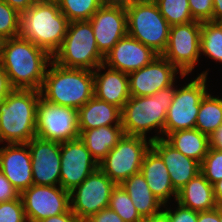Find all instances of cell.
Masks as SVG:
<instances>
[{"mask_svg":"<svg viewBox=\"0 0 222 222\" xmlns=\"http://www.w3.org/2000/svg\"><path fill=\"white\" fill-rule=\"evenodd\" d=\"M40 91L13 89L0 103V145L28 143L36 136Z\"/></svg>","mask_w":222,"mask_h":222,"instance_id":"cell-5","label":"cell"},{"mask_svg":"<svg viewBox=\"0 0 222 222\" xmlns=\"http://www.w3.org/2000/svg\"><path fill=\"white\" fill-rule=\"evenodd\" d=\"M141 222H170L169 215L162 209L159 213L143 218Z\"/></svg>","mask_w":222,"mask_h":222,"instance_id":"cell-45","label":"cell"},{"mask_svg":"<svg viewBox=\"0 0 222 222\" xmlns=\"http://www.w3.org/2000/svg\"><path fill=\"white\" fill-rule=\"evenodd\" d=\"M209 147L222 151V124L209 136Z\"/></svg>","mask_w":222,"mask_h":222,"instance_id":"cell-44","label":"cell"},{"mask_svg":"<svg viewBox=\"0 0 222 222\" xmlns=\"http://www.w3.org/2000/svg\"><path fill=\"white\" fill-rule=\"evenodd\" d=\"M0 222H27L21 197L0 203Z\"/></svg>","mask_w":222,"mask_h":222,"instance_id":"cell-35","label":"cell"},{"mask_svg":"<svg viewBox=\"0 0 222 222\" xmlns=\"http://www.w3.org/2000/svg\"><path fill=\"white\" fill-rule=\"evenodd\" d=\"M0 170L21 194L33 185L31 154L27 143L0 146Z\"/></svg>","mask_w":222,"mask_h":222,"instance_id":"cell-19","label":"cell"},{"mask_svg":"<svg viewBox=\"0 0 222 222\" xmlns=\"http://www.w3.org/2000/svg\"><path fill=\"white\" fill-rule=\"evenodd\" d=\"M40 222H80L76 215L69 209L66 213L42 219Z\"/></svg>","mask_w":222,"mask_h":222,"instance_id":"cell-42","label":"cell"},{"mask_svg":"<svg viewBox=\"0 0 222 222\" xmlns=\"http://www.w3.org/2000/svg\"><path fill=\"white\" fill-rule=\"evenodd\" d=\"M213 191L217 206H222V180L213 184Z\"/></svg>","mask_w":222,"mask_h":222,"instance_id":"cell-47","label":"cell"},{"mask_svg":"<svg viewBox=\"0 0 222 222\" xmlns=\"http://www.w3.org/2000/svg\"><path fill=\"white\" fill-rule=\"evenodd\" d=\"M139 1H143V0H103V2L106 4L123 5V6H127L129 4L139 2Z\"/></svg>","mask_w":222,"mask_h":222,"instance_id":"cell-48","label":"cell"},{"mask_svg":"<svg viewBox=\"0 0 222 222\" xmlns=\"http://www.w3.org/2000/svg\"><path fill=\"white\" fill-rule=\"evenodd\" d=\"M175 83L152 96H130L121 110V124L126 135L141 136L151 141L164 138L166 114L173 100ZM152 130L155 135L147 137Z\"/></svg>","mask_w":222,"mask_h":222,"instance_id":"cell-2","label":"cell"},{"mask_svg":"<svg viewBox=\"0 0 222 222\" xmlns=\"http://www.w3.org/2000/svg\"><path fill=\"white\" fill-rule=\"evenodd\" d=\"M99 52L105 55L127 35L125 6L104 3L89 19Z\"/></svg>","mask_w":222,"mask_h":222,"instance_id":"cell-16","label":"cell"},{"mask_svg":"<svg viewBox=\"0 0 222 222\" xmlns=\"http://www.w3.org/2000/svg\"><path fill=\"white\" fill-rule=\"evenodd\" d=\"M216 23L220 26L221 30H222V19L219 21H216Z\"/></svg>","mask_w":222,"mask_h":222,"instance_id":"cell-49","label":"cell"},{"mask_svg":"<svg viewBox=\"0 0 222 222\" xmlns=\"http://www.w3.org/2000/svg\"><path fill=\"white\" fill-rule=\"evenodd\" d=\"M116 184L99 168L70 192V210L80 222L108 208Z\"/></svg>","mask_w":222,"mask_h":222,"instance_id":"cell-12","label":"cell"},{"mask_svg":"<svg viewBox=\"0 0 222 222\" xmlns=\"http://www.w3.org/2000/svg\"><path fill=\"white\" fill-rule=\"evenodd\" d=\"M164 139L179 152L200 164L209 149V137L195 128L169 133Z\"/></svg>","mask_w":222,"mask_h":222,"instance_id":"cell-27","label":"cell"},{"mask_svg":"<svg viewBox=\"0 0 222 222\" xmlns=\"http://www.w3.org/2000/svg\"><path fill=\"white\" fill-rule=\"evenodd\" d=\"M170 26L195 21L188 0H153Z\"/></svg>","mask_w":222,"mask_h":222,"instance_id":"cell-31","label":"cell"},{"mask_svg":"<svg viewBox=\"0 0 222 222\" xmlns=\"http://www.w3.org/2000/svg\"><path fill=\"white\" fill-rule=\"evenodd\" d=\"M220 222H222V206H220Z\"/></svg>","mask_w":222,"mask_h":222,"instance_id":"cell-50","label":"cell"},{"mask_svg":"<svg viewBox=\"0 0 222 222\" xmlns=\"http://www.w3.org/2000/svg\"><path fill=\"white\" fill-rule=\"evenodd\" d=\"M222 63V30L216 22H202L200 35V55Z\"/></svg>","mask_w":222,"mask_h":222,"instance_id":"cell-29","label":"cell"},{"mask_svg":"<svg viewBox=\"0 0 222 222\" xmlns=\"http://www.w3.org/2000/svg\"><path fill=\"white\" fill-rule=\"evenodd\" d=\"M121 186L128 193L142 218L157 214L163 209L164 204L151 192L141 172L127 178Z\"/></svg>","mask_w":222,"mask_h":222,"instance_id":"cell-25","label":"cell"},{"mask_svg":"<svg viewBox=\"0 0 222 222\" xmlns=\"http://www.w3.org/2000/svg\"><path fill=\"white\" fill-rule=\"evenodd\" d=\"M197 222H220V206L208 211H199Z\"/></svg>","mask_w":222,"mask_h":222,"instance_id":"cell-41","label":"cell"},{"mask_svg":"<svg viewBox=\"0 0 222 222\" xmlns=\"http://www.w3.org/2000/svg\"><path fill=\"white\" fill-rule=\"evenodd\" d=\"M127 34L161 55L167 46L170 25L153 0L125 6Z\"/></svg>","mask_w":222,"mask_h":222,"instance_id":"cell-7","label":"cell"},{"mask_svg":"<svg viewBox=\"0 0 222 222\" xmlns=\"http://www.w3.org/2000/svg\"><path fill=\"white\" fill-rule=\"evenodd\" d=\"M20 197L27 222H40L42 219L66 213L70 209V192L61 186L33 184L24 190Z\"/></svg>","mask_w":222,"mask_h":222,"instance_id":"cell-13","label":"cell"},{"mask_svg":"<svg viewBox=\"0 0 222 222\" xmlns=\"http://www.w3.org/2000/svg\"><path fill=\"white\" fill-rule=\"evenodd\" d=\"M222 124V97L208 92L201 100L195 129L208 137Z\"/></svg>","mask_w":222,"mask_h":222,"instance_id":"cell-28","label":"cell"},{"mask_svg":"<svg viewBox=\"0 0 222 222\" xmlns=\"http://www.w3.org/2000/svg\"><path fill=\"white\" fill-rule=\"evenodd\" d=\"M60 154V186L66 191L71 192L99 168L80 138L60 143Z\"/></svg>","mask_w":222,"mask_h":222,"instance_id":"cell-14","label":"cell"},{"mask_svg":"<svg viewBox=\"0 0 222 222\" xmlns=\"http://www.w3.org/2000/svg\"><path fill=\"white\" fill-rule=\"evenodd\" d=\"M176 202L198 212L217 207L213 185L201 172L178 191Z\"/></svg>","mask_w":222,"mask_h":222,"instance_id":"cell-24","label":"cell"},{"mask_svg":"<svg viewBox=\"0 0 222 222\" xmlns=\"http://www.w3.org/2000/svg\"><path fill=\"white\" fill-rule=\"evenodd\" d=\"M192 17L196 21H212L213 0H188Z\"/></svg>","mask_w":222,"mask_h":222,"instance_id":"cell-36","label":"cell"},{"mask_svg":"<svg viewBox=\"0 0 222 222\" xmlns=\"http://www.w3.org/2000/svg\"><path fill=\"white\" fill-rule=\"evenodd\" d=\"M19 13L27 11L37 0H3Z\"/></svg>","mask_w":222,"mask_h":222,"instance_id":"cell-43","label":"cell"},{"mask_svg":"<svg viewBox=\"0 0 222 222\" xmlns=\"http://www.w3.org/2000/svg\"><path fill=\"white\" fill-rule=\"evenodd\" d=\"M169 204L163 206V210L169 215L170 222H197L198 211H194L181 205L177 202L173 210L169 207Z\"/></svg>","mask_w":222,"mask_h":222,"instance_id":"cell-37","label":"cell"},{"mask_svg":"<svg viewBox=\"0 0 222 222\" xmlns=\"http://www.w3.org/2000/svg\"><path fill=\"white\" fill-rule=\"evenodd\" d=\"M52 60L63 67L92 71L103 64L104 56L98 50L89 20L69 22L63 43Z\"/></svg>","mask_w":222,"mask_h":222,"instance_id":"cell-6","label":"cell"},{"mask_svg":"<svg viewBox=\"0 0 222 222\" xmlns=\"http://www.w3.org/2000/svg\"><path fill=\"white\" fill-rule=\"evenodd\" d=\"M93 74L94 96L122 110L130 99L128 74L108 68L104 64L99 65Z\"/></svg>","mask_w":222,"mask_h":222,"instance_id":"cell-21","label":"cell"},{"mask_svg":"<svg viewBox=\"0 0 222 222\" xmlns=\"http://www.w3.org/2000/svg\"><path fill=\"white\" fill-rule=\"evenodd\" d=\"M177 74H180L182 79L188 76L182 74L167 59L159 55L147 66L128 74L130 96H152L177 81Z\"/></svg>","mask_w":222,"mask_h":222,"instance_id":"cell-15","label":"cell"},{"mask_svg":"<svg viewBox=\"0 0 222 222\" xmlns=\"http://www.w3.org/2000/svg\"><path fill=\"white\" fill-rule=\"evenodd\" d=\"M47 68L39 90L43 99L78 110L94 96L92 70L63 67L53 60Z\"/></svg>","mask_w":222,"mask_h":222,"instance_id":"cell-4","label":"cell"},{"mask_svg":"<svg viewBox=\"0 0 222 222\" xmlns=\"http://www.w3.org/2000/svg\"><path fill=\"white\" fill-rule=\"evenodd\" d=\"M33 184L60 186V143L35 136L28 143Z\"/></svg>","mask_w":222,"mask_h":222,"instance_id":"cell-17","label":"cell"},{"mask_svg":"<svg viewBox=\"0 0 222 222\" xmlns=\"http://www.w3.org/2000/svg\"><path fill=\"white\" fill-rule=\"evenodd\" d=\"M19 196V192L0 170V203L12 201Z\"/></svg>","mask_w":222,"mask_h":222,"instance_id":"cell-38","label":"cell"},{"mask_svg":"<svg viewBox=\"0 0 222 222\" xmlns=\"http://www.w3.org/2000/svg\"><path fill=\"white\" fill-rule=\"evenodd\" d=\"M151 148L165 163L172 186L177 192L200 173V163L198 161L179 152L164 138L153 140Z\"/></svg>","mask_w":222,"mask_h":222,"instance_id":"cell-20","label":"cell"},{"mask_svg":"<svg viewBox=\"0 0 222 222\" xmlns=\"http://www.w3.org/2000/svg\"><path fill=\"white\" fill-rule=\"evenodd\" d=\"M80 133L101 126L122 125L121 109L93 96L78 109Z\"/></svg>","mask_w":222,"mask_h":222,"instance_id":"cell-23","label":"cell"},{"mask_svg":"<svg viewBox=\"0 0 222 222\" xmlns=\"http://www.w3.org/2000/svg\"><path fill=\"white\" fill-rule=\"evenodd\" d=\"M222 19V0H213V16L212 22Z\"/></svg>","mask_w":222,"mask_h":222,"instance_id":"cell-46","label":"cell"},{"mask_svg":"<svg viewBox=\"0 0 222 222\" xmlns=\"http://www.w3.org/2000/svg\"><path fill=\"white\" fill-rule=\"evenodd\" d=\"M151 144L149 138L124 134L99 163V169L116 185H121L133 174L141 172L143 159Z\"/></svg>","mask_w":222,"mask_h":222,"instance_id":"cell-9","label":"cell"},{"mask_svg":"<svg viewBox=\"0 0 222 222\" xmlns=\"http://www.w3.org/2000/svg\"><path fill=\"white\" fill-rule=\"evenodd\" d=\"M201 28L202 22L196 20L170 26L168 43L161 55L182 74L189 75L200 65Z\"/></svg>","mask_w":222,"mask_h":222,"instance_id":"cell-11","label":"cell"},{"mask_svg":"<svg viewBox=\"0 0 222 222\" xmlns=\"http://www.w3.org/2000/svg\"><path fill=\"white\" fill-rule=\"evenodd\" d=\"M108 208L115 211L124 222H141L143 220L121 185H116L112 190Z\"/></svg>","mask_w":222,"mask_h":222,"instance_id":"cell-32","label":"cell"},{"mask_svg":"<svg viewBox=\"0 0 222 222\" xmlns=\"http://www.w3.org/2000/svg\"><path fill=\"white\" fill-rule=\"evenodd\" d=\"M122 125L101 126L91 130H83L80 139L99 164L124 135Z\"/></svg>","mask_w":222,"mask_h":222,"instance_id":"cell-26","label":"cell"},{"mask_svg":"<svg viewBox=\"0 0 222 222\" xmlns=\"http://www.w3.org/2000/svg\"><path fill=\"white\" fill-rule=\"evenodd\" d=\"M20 13L0 0V41L19 36Z\"/></svg>","mask_w":222,"mask_h":222,"instance_id":"cell-33","label":"cell"},{"mask_svg":"<svg viewBox=\"0 0 222 222\" xmlns=\"http://www.w3.org/2000/svg\"><path fill=\"white\" fill-rule=\"evenodd\" d=\"M157 56L159 54L152 48L127 34L105 55L103 64L108 68L129 74L147 66Z\"/></svg>","mask_w":222,"mask_h":222,"instance_id":"cell-18","label":"cell"},{"mask_svg":"<svg viewBox=\"0 0 222 222\" xmlns=\"http://www.w3.org/2000/svg\"><path fill=\"white\" fill-rule=\"evenodd\" d=\"M69 21L55 0H37L20 13L19 36L45 50L51 57L61 47Z\"/></svg>","mask_w":222,"mask_h":222,"instance_id":"cell-3","label":"cell"},{"mask_svg":"<svg viewBox=\"0 0 222 222\" xmlns=\"http://www.w3.org/2000/svg\"><path fill=\"white\" fill-rule=\"evenodd\" d=\"M51 60L45 50L21 36L0 42V63L13 89L39 91Z\"/></svg>","mask_w":222,"mask_h":222,"instance_id":"cell-1","label":"cell"},{"mask_svg":"<svg viewBox=\"0 0 222 222\" xmlns=\"http://www.w3.org/2000/svg\"><path fill=\"white\" fill-rule=\"evenodd\" d=\"M69 22L89 20L104 4L103 0H55Z\"/></svg>","mask_w":222,"mask_h":222,"instance_id":"cell-30","label":"cell"},{"mask_svg":"<svg viewBox=\"0 0 222 222\" xmlns=\"http://www.w3.org/2000/svg\"><path fill=\"white\" fill-rule=\"evenodd\" d=\"M13 88L10 85L8 75L0 63V103L12 92Z\"/></svg>","mask_w":222,"mask_h":222,"instance_id":"cell-40","label":"cell"},{"mask_svg":"<svg viewBox=\"0 0 222 222\" xmlns=\"http://www.w3.org/2000/svg\"><path fill=\"white\" fill-rule=\"evenodd\" d=\"M200 172L212 185L222 180V151L209 147L200 164Z\"/></svg>","mask_w":222,"mask_h":222,"instance_id":"cell-34","label":"cell"},{"mask_svg":"<svg viewBox=\"0 0 222 222\" xmlns=\"http://www.w3.org/2000/svg\"><path fill=\"white\" fill-rule=\"evenodd\" d=\"M209 68L191 78L186 85H176L172 103L166 114L164 138L172 132L195 128L201 100L209 92L207 80Z\"/></svg>","mask_w":222,"mask_h":222,"instance_id":"cell-8","label":"cell"},{"mask_svg":"<svg viewBox=\"0 0 222 222\" xmlns=\"http://www.w3.org/2000/svg\"><path fill=\"white\" fill-rule=\"evenodd\" d=\"M36 136L59 143L79 138L78 110L51 103L40 96L37 103Z\"/></svg>","mask_w":222,"mask_h":222,"instance_id":"cell-10","label":"cell"},{"mask_svg":"<svg viewBox=\"0 0 222 222\" xmlns=\"http://www.w3.org/2000/svg\"><path fill=\"white\" fill-rule=\"evenodd\" d=\"M151 192L165 205L171 199L176 203L178 192L171 183L170 175L162 158L152 149L145 154L141 166ZM173 197V198H172Z\"/></svg>","mask_w":222,"mask_h":222,"instance_id":"cell-22","label":"cell"},{"mask_svg":"<svg viewBox=\"0 0 222 222\" xmlns=\"http://www.w3.org/2000/svg\"><path fill=\"white\" fill-rule=\"evenodd\" d=\"M85 222H124V221L115 211L109 208H105L99 211L98 213L92 215Z\"/></svg>","mask_w":222,"mask_h":222,"instance_id":"cell-39","label":"cell"}]
</instances>
